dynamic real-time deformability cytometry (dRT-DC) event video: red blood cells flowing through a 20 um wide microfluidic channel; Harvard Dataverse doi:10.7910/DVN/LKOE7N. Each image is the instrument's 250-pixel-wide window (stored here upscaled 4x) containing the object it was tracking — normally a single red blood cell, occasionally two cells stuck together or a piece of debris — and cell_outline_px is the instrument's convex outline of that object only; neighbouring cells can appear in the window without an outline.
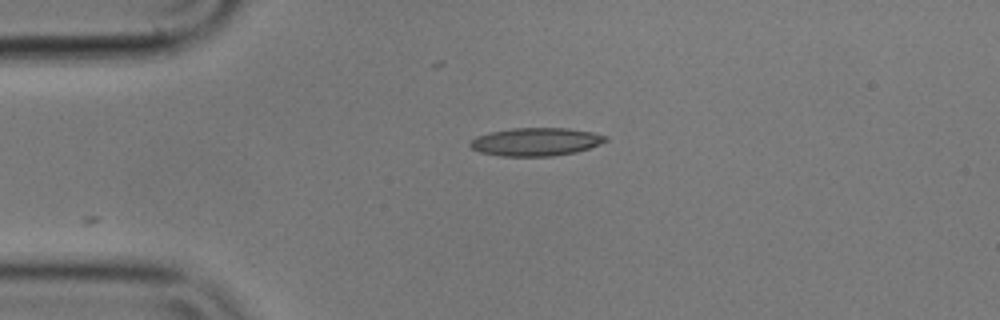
{"species": "common noctule bat (a hibernating species)", "species_latin": "Nyctalus noctula", "temperature_condition": "cold", "stored_images_in_passage": 20, "camera_frame_rate_fps": 3000, "um_per_image_px": 0.085, "animal": {"sex": "male", "body_mass_g": 17.9}, "frame": {"image": 1, "passage_image": 1, "time_ms": 0.0, "image_size_px": [1000, 320], "cell_outline_px": [[608, 140], [600, 144], [576, 152], [552, 156], [504, 156], [480, 152], [472, 148], [468, 144], [476, 136], [492, 132], [512, 128], [568, 128], [592, 132], [608, 136]], "centroid_in_image_um": [45.57, 12.05], "position_along_channel_um": 39.4, "area_um2": 22.08}}
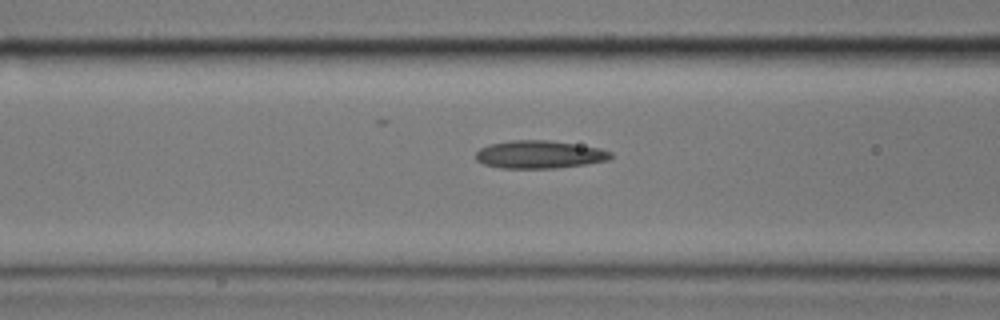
{"frame": {"image": 2, "passage_image": 10, "time_ms": 3.0, "image_size_px": [1000, 320], "cell_outline_px": [[612, 156], [608, 160], [588, 164], [556, 168], [500, 168], [484, 164], [476, 160], [476, 152], [480, 148], [488, 144], [512, 140], [552, 140], [600, 148], [612, 152]], "centroid_in_image_um": [45.85, 13.13], "position_along_channel_um": 120.7, "area_um2": 22.08}}
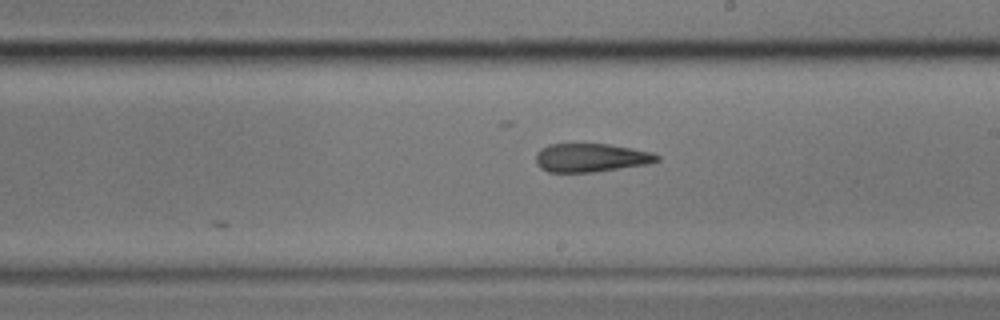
{"frame": {"image": 3, "passage_image": 20, "time_ms": 6.333, "image_size_px": [1000, 320], "cell_outline_px": [[660, 160], [648, 164], [592, 172], [548, 172], [540, 168], [536, 164], [536, 152], [540, 148], [548, 144], [608, 144], [632, 148], [652, 152], [660, 156]], "centroid_in_image_um": [50.21, 13.4], "position_along_channel_um": 238.8, "area_um2": 20.23}}